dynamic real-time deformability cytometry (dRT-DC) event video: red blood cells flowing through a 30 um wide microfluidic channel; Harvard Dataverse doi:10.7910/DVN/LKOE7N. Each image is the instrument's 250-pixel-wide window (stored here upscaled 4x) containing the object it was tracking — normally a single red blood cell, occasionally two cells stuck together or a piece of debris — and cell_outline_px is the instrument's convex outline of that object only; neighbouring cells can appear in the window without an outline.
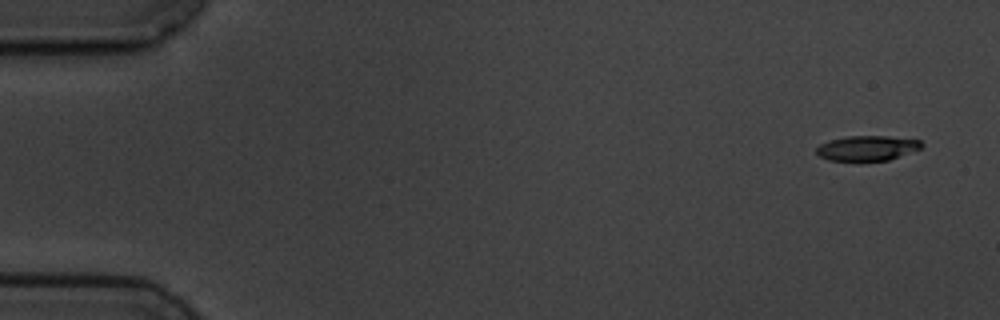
{"species": "common noctule bat (a hibernating species)", "species_latin": "Nyctalus noctula", "temperature_condition": "cold", "stored_images_in_passage": 4, "camera_frame_rate_fps": 3000, "um_per_image_px": 0.085, "animal": {"sex": "male", "body_mass_g": 19.5, "forearm_length_mm": 54.6}, "frame": {"image": 1, "passage_image": 1, "time_ms": 0.0, "image_size_px": [1000, 320], "cell_outline_px": [[924, 144], [920, 148], [888, 160], [860, 164], [828, 160], [820, 156], [816, 152], [816, 148], [820, 144], [828, 140], [848, 136], [888, 136], [920, 140]], "centroid_in_image_um": [73.65, 12.64], "position_along_channel_um": 11.4, "area_um2": 15.95}}
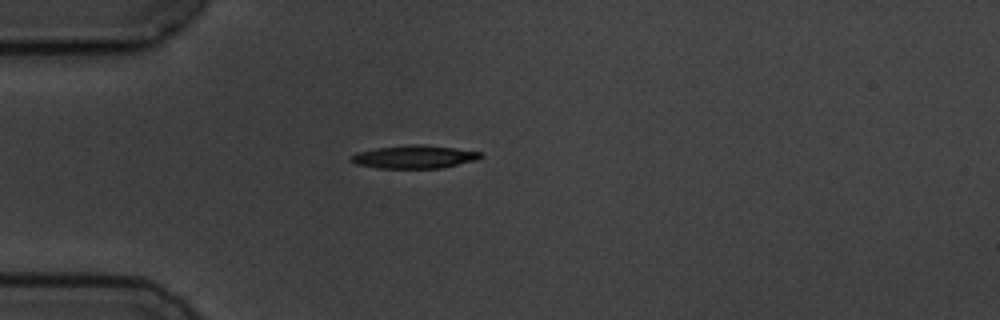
{"frame": {"image": 2, "passage_image": 4, "time_ms": 4.333, "image_size_px": [1000, 320], "cell_outline_px": [[484, 156], [476, 160], [440, 168], [376, 168], [356, 164], [352, 160], [352, 156], [356, 152], [376, 148], [412, 144], [424, 144], [480, 152]], "centroid_in_image_um": [35.21, 13.33], "position_along_channel_um": 49.8, "area_um2": 17.22}}